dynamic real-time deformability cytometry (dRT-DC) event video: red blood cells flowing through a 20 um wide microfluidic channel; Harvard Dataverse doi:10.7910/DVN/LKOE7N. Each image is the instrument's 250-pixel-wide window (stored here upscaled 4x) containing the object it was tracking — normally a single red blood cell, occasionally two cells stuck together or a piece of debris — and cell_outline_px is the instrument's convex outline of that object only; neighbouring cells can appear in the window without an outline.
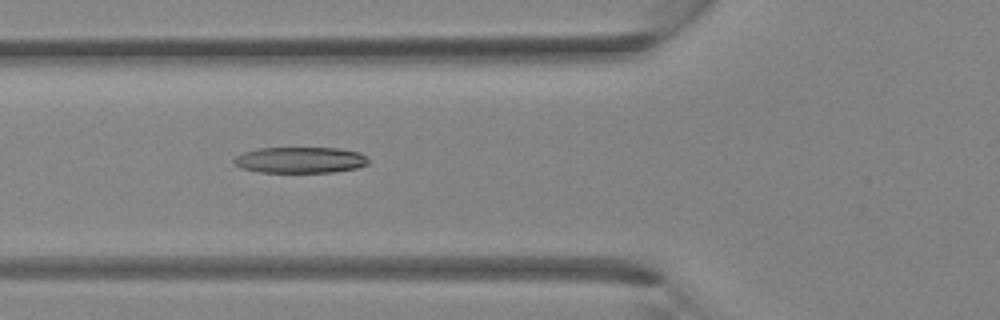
{"species": "Egyptian fruit bat (a non-hibernating species)", "species_latin": "Rousettus aegyptiacus", "temperature_condition": "room temperature", "stored_images_in_passage": 37, "camera_frame_rate_fps": 3000, "um_per_image_px": 0.085, "animal": {"sex": "female"}, "frame": {"image": 1, "passage_image": 13, "time_ms": 4.0, "image_size_px": [1000, 320], "cell_outline_px": [[368, 164], [356, 168], [332, 172], [260, 172], [240, 168], [232, 160], [236, 156], [244, 152], [260, 148], [340, 148], [360, 152], [368, 160]], "centroid_in_image_um": [25.51, 13.6], "position_along_channel_um": 100.3, "area_um2": 20.35}}
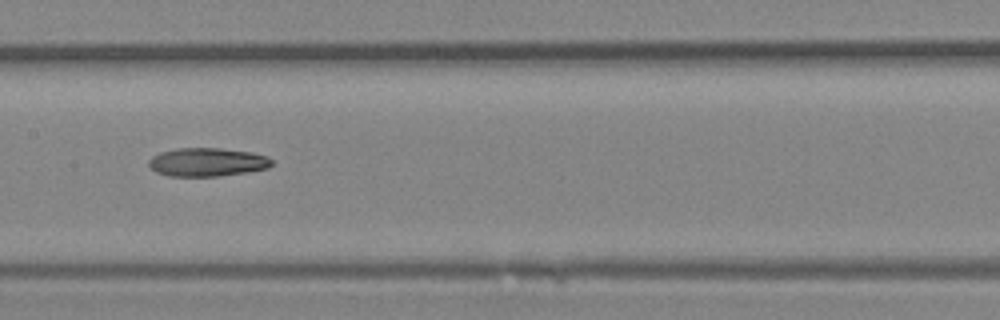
{"frame": {"image": 2, "passage_image": 18, "time_ms": 5.667, "image_size_px": [1000, 320], "cell_outline_px": [[272, 164], [268, 168], [248, 172], [220, 176], [168, 176], [156, 172], [148, 164], [148, 160], [152, 156], [160, 152], [176, 148], [220, 148], [252, 152], [268, 156], [272, 160]], "centroid_in_image_um": [17.62, 13.78], "position_along_channel_um": 189.8, "area_um2": 20.58}}
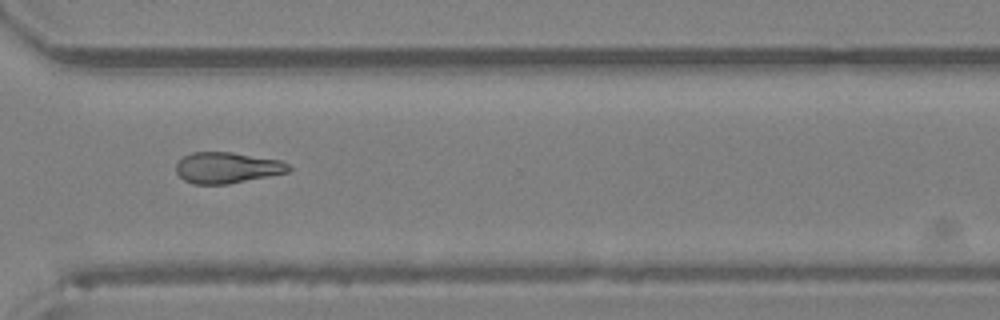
{"frame": {"image": 3, "passage_image": 27, "time_ms": 8.667, "image_size_px": [1000, 320], "cell_outline_px": [[292, 168], [288, 172], [228, 184], [192, 184], [184, 180], [176, 172], [176, 164], [184, 156], [192, 152], [232, 152], [280, 160], [288, 164]], "centroid_in_image_um": [19.29, 14.25], "position_along_channel_um": 351.3, "area_um2": 20.29}}